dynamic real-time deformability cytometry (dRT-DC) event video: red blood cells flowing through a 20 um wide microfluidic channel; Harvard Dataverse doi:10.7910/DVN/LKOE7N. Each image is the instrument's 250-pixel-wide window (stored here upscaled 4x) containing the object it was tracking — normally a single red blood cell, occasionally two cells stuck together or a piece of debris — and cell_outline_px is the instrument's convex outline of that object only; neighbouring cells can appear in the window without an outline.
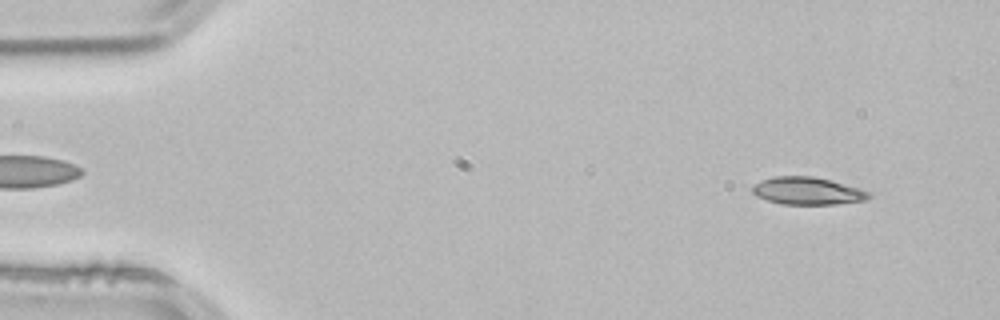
{"species": "common noctule bat (a hibernating species)", "species_latin": "Nyctalus noctula", "temperature_condition": "room temperature", "stored_images_in_passage": 52, "camera_frame_rate_fps": 3000, "um_per_image_px": 0.085, "animal": {"sex": "male", "body_mass_g": 21.5, "forearm_length_mm": 52.0}, "frame": {"image": 1, "passage_image": 4, "time_ms": 1.0, "image_size_px": [1000, 320], "cell_outline_px": [[872, 196], [868, 200], [836, 204], [780, 204], [756, 196], [752, 192], [752, 184], [760, 180], [776, 176], [812, 176], [860, 188], [872, 192]], "centroid_in_image_um": [68.64, 16.23], "position_along_channel_um": 16.4, "area_um2": 18.79}}
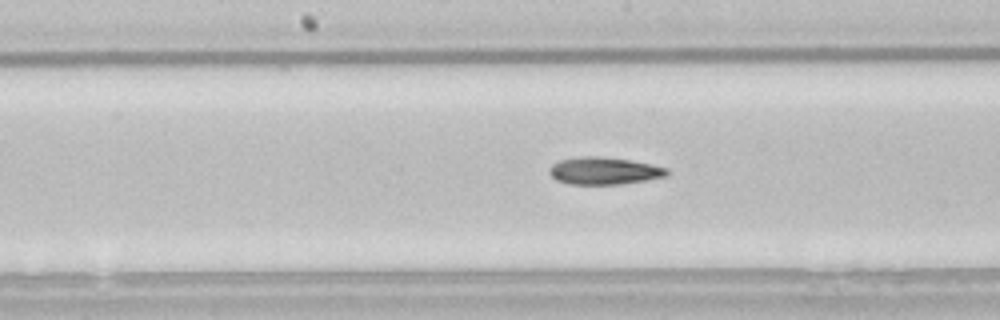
{"frame": {"image": 2, "passage_image": 26, "time_ms": 8.333, "image_size_px": [1000, 320], "cell_outline_px": [[672, 172], [668, 176], [620, 184], [568, 184], [556, 180], [548, 172], [548, 168], [552, 164], [560, 160], [580, 156], [600, 156], [628, 160], [668, 168]], "centroid_in_image_um": [51.33, 14.52], "position_along_channel_um": 196.9, "area_um2": 18.73}}
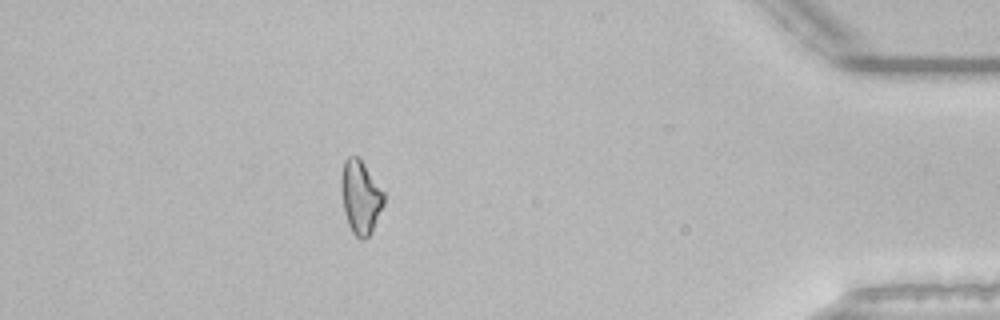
{"frame": {"image": 3, "passage_image": 46, "time_ms": 15.0, "image_size_px": [1000, 320], "cell_outline_px": [[384, 204], [372, 232], [364, 240], [360, 240], [352, 232], [348, 224], [344, 212], [340, 188], [340, 180], [344, 160], [348, 156], [356, 156], [364, 164], [384, 192]], "centroid_in_image_um": [30.63, 16.77], "position_along_channel_um": 404.6, "area_um2": 18.32}, "authors_computed_cell_mechanics": {"area_um2": 18.4093, "velocity_mm_per_s": 3.8495, "shape_relaxation_time_tau1_ms": 7.566, "shape_relaxation_time_tau2_ms": null, "deformation_change_tau1": 0.1829, "deformation_change_tau2": null}}